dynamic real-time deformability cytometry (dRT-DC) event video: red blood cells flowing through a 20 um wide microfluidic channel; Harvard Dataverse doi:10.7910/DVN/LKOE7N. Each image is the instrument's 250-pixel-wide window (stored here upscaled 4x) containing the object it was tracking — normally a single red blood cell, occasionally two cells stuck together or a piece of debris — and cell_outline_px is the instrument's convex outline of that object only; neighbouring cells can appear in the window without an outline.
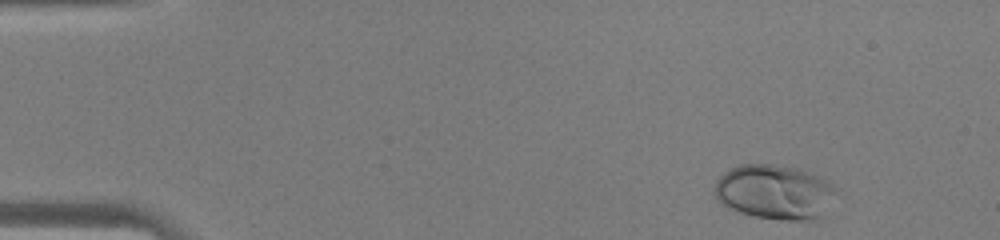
{"species": "human", "species_latin": "Homo sapiens", "temperature_condition": "warm", "stored_images_in_passage": 42, "camera_frame_rate_fps": 3000, "um_per_image_px": 0.085, "donor": {"sex": "male"}, "frame": {"image": 1, "passage_image": 1, "time_ms": 0.0, "image_size_px": [1000, 240], "cell_outline_px": [[836, 192], [828, 216], [812, 220], [784, 220], [756, 216], [740, 212], [720, 204], [716, 200], [716, 180], [724, 172], [740, 164], [772, 164], [792, 168], [808, 172], [832, 184], [836, 188]], "centroid_in_image_um": [65.88, 16.35], "position_along_channel_um": 19.1, "area_um2": 38.84}}
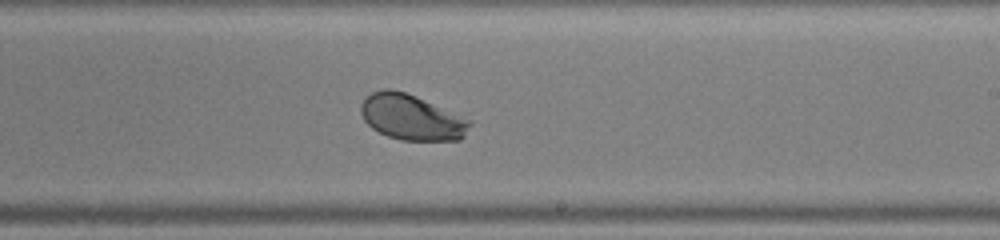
{"frame": {"image": 2, "passage_image": 24, "time_ms": 7.667, "image_size_px": [1000, 240], "cell_outline_px": [[472, 124], [464, 136], [460, 140], [400, 140], [388, 136], [372, 128], [364, 120], [360, 112], [360, 104], [372, 92], [384, 88], [392, 88], [416, 96], [472, 120]], "centroid_in_image_um": [34.99, 9.97], "position_along_channel_um": 254.0, "area_um2": 28.9}}
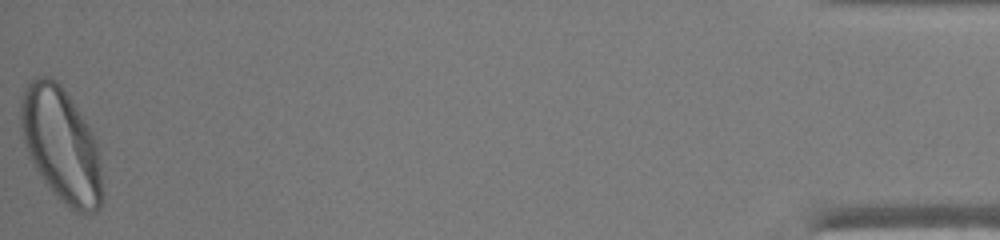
{"frame": {"image": 3, "passage_image": 42, "time_ms": 13.667, "image_size_px": [1000, 240], "cell_outline_px": [[104, 200], [100, 208], [96, 212], [76, 212], [68, 208], [52, 192], [32, 164], [28, 156], [20, 128], [20, 100], [24, 88], [36, 76], [48, 76], [56, 80], [60, 84], [92, 132], [96, 140], [100, 160], [104, 196]], "centroid_in_image_um": [5.2, 12.35], "position_along_channel_um": 430.0, "area_um2": 54.74}}